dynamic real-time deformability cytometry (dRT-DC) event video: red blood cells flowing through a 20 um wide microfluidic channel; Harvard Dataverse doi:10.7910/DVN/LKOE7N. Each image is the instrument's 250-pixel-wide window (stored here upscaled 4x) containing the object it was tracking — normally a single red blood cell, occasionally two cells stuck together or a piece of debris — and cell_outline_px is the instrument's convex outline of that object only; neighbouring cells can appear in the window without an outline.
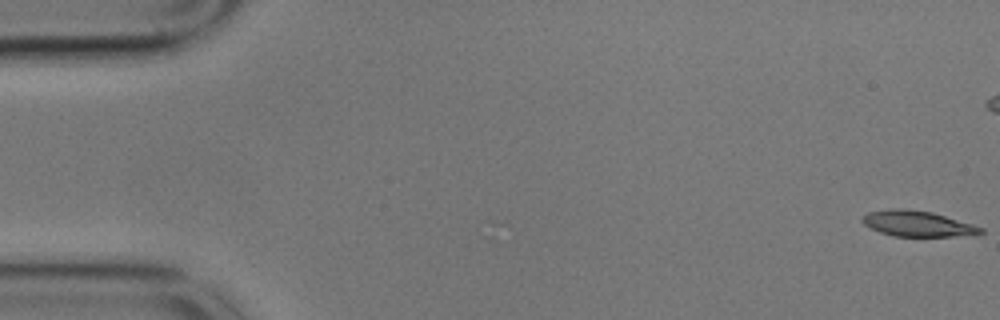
{"species": "common noctule bat (a hibernating species)", "species_latin": "Nyctalus noctula", "temperature_condition": "cold", "stored_images_in_passage": 57, "camera_frame_rate_fps": 3000, "um_per_image_px": 0.085, "animal": {"sex": "male", "body_mass_g": 17.9}, "frame": {"image": 1, "passage_image": 1, "time_ms": 0.0, "image_size_px": [1000, 320], "cell_outline_px": [[984, 232], [976, 236], [892, 236], [880, 232], [864, 224], [860, 220], [868, 212], [888, 208], [904, 208], [932, 212], [972, 224], [984, 228]], "centroid_in_image_um": [78.02, 19.01], "position_along_channel_um": 7.0, "area_um2": 17.86}}
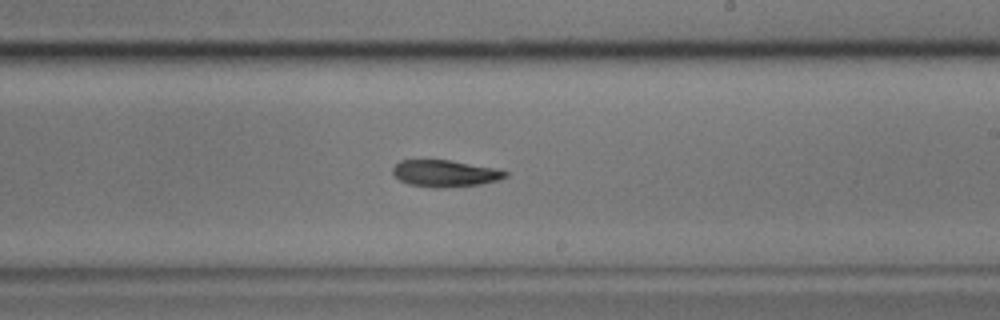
{"frame": {"image": 2, "passage_image": 33, "time_ms": 10.667, "image_size_px": [1000, 320], "cell_outline_px": [[508, 176], [496, 180], [480, 184], [436, 188], [432, 188], [408, 184], [400, 180], [392, 172], [392, 168], [400, 160], [448, 160], [496, 168], [508, 172]], "centroid_in_image_um": [37.81, 14.74], "position_along_channel_um": 251.2, "area_um2": 17.4}}
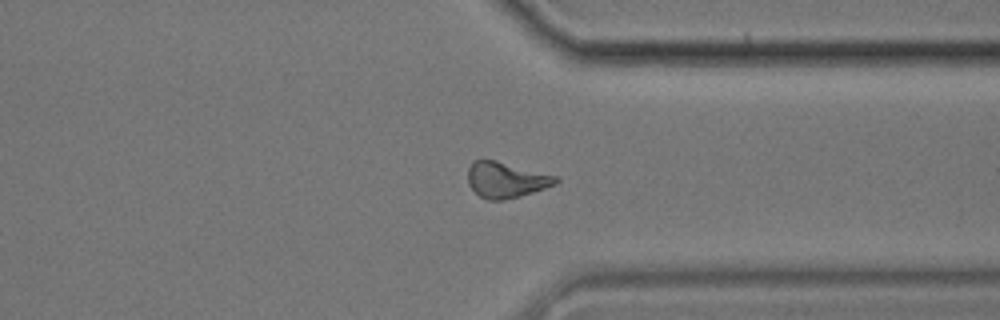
{"frame": {"image": 3, "passage_image": 43, "time_ms": 14.0, "image_size_px": [1000, 320], "cell_outline_px": [[560, 180], [556, 184], [520, 196], [504, 200], [488, 200], [480, 196], [468, 184], [468, 168], [472, 160], [496, 160], [560, 176]], "centroid_in_image_um": [43.04, 15.27], "position_along_channel_um": 368.4, "area_um2": 18.44}}